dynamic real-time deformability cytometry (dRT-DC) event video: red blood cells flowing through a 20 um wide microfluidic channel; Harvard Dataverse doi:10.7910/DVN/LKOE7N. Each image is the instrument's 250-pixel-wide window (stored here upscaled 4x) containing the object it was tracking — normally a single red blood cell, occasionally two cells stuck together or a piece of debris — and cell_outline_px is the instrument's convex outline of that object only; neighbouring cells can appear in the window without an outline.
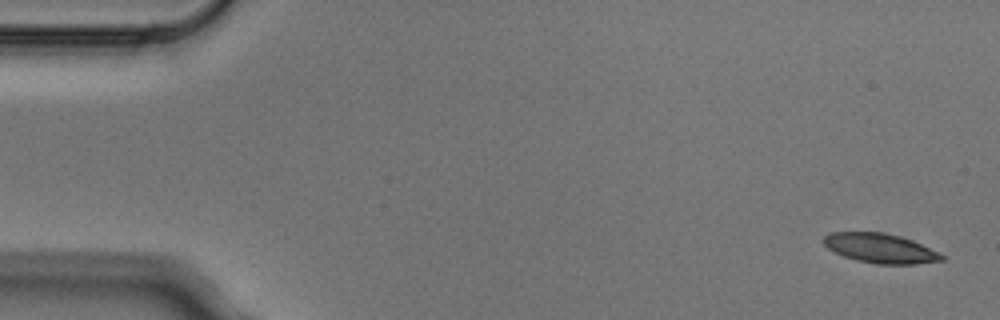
{"species": "Egyptian fruit bat (a non-hibernating species)", "species_latin": "Rousettus aegyptiacus", "temperature_condition": "cold", "stored_images_in_passage": 7, "camera_frame_rate_fps": 3000, "um_per_image_px": 0.085, "animal": {"sex": "male"}, "frame": {"image": 1, "passage_image": 1, "time_ms": 0.0, "image_size_px": [1000, 320], "cell_outline_px": [[944, 260], [916, 264], [876, 264], [856, 260], [844, 256], [828, 248], [820, 240], [824, 236], [832, 232], [884, 232], [900, 236], [912, 240], [944, 256]], "centroid_in_image_um": [74.78, 21.1], "position_along_channel_um": 10.2, "area_um2": 20.17}}
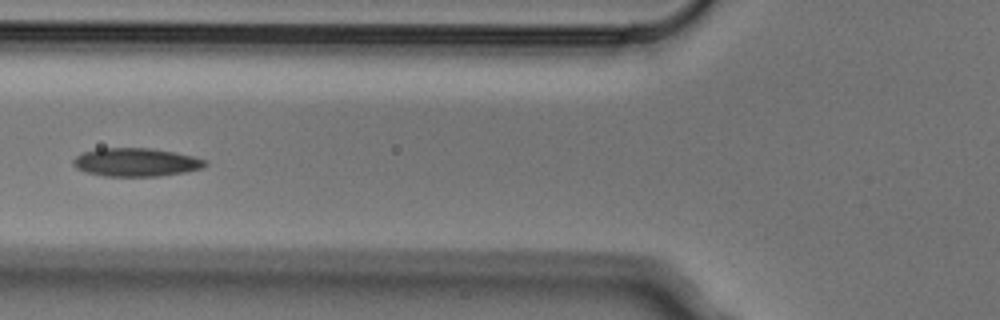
{"frame": {"image": 2, "passage_image": 6, "time_ms": 1.667, "image_size_px": [1000, 320], "cell_outline_px": [[208, 164], [204, 168], [184, 172], [160, 176], [104, 176], [84, 172], [76, 168], [72, 164], [72, 160], [80, 152], [96, 148], [152, 148], [192, 156], [204, 160]], "centroid_in_image_um": [11.5, 13.79], "position_along_channel_um": 114.3, "area_um2": 21.96}}
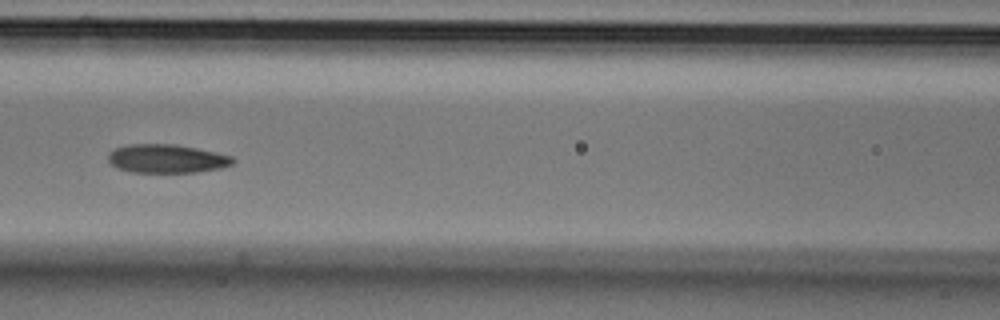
{"frame": {"image": 3, "passage_image": 7, "time_ms": 2.0, "image_size_px": [1000, 320], "cell_outline_px": [[236, 160], [232, 164], [220, 168], [196, 172], [132, 172], [116, 168], [108, 160], [108, 152], [116, 148], [128, 144], [176, 144], [216, 152], [232, 156]], "centroid_in_image_um": [14.16, 13.48], "position_along_channel_um": 152.4, "area_um2": 20.81}}